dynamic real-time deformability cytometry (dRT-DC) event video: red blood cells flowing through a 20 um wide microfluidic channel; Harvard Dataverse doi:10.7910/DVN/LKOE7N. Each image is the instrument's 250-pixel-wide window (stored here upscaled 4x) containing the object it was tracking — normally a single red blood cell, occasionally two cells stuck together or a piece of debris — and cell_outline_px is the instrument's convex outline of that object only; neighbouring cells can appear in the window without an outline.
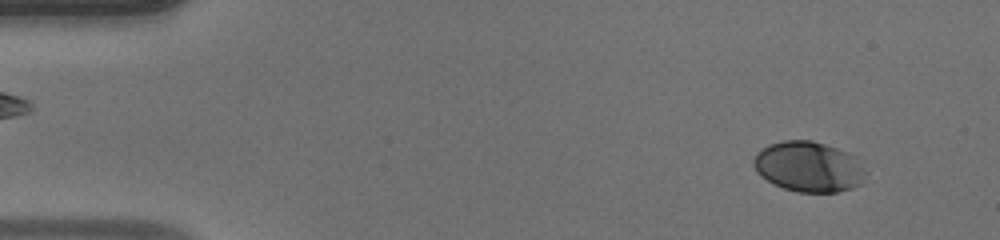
{"species": "human", "species_latin": "Homo sapiens", "temperature_condition": "warm", "stored_images_in_passage": 49, "camera_frame_rate_fps": 3000, "um_per_image_px": 0.085, "donor": {"sex": "male"}, "frame": {"image": 1, "passage_image": 4, "time_ms": 1.0, "image_size_px": [1000, 240], "cell_outline_px": [[868, 172], [860, 184], [852, 188], [836, 192], [796, 192], [784, 188], [760, 176], [756, 172], [752, 164], [752, 160], [756, 152], [760, 148], [768, 144], [784, 140], [812, 140], [848, 152]], "centroid_in_image_um": [68.69, 14.16], "position_along_channel_um": 16.3, "area_um2": 33.0}}
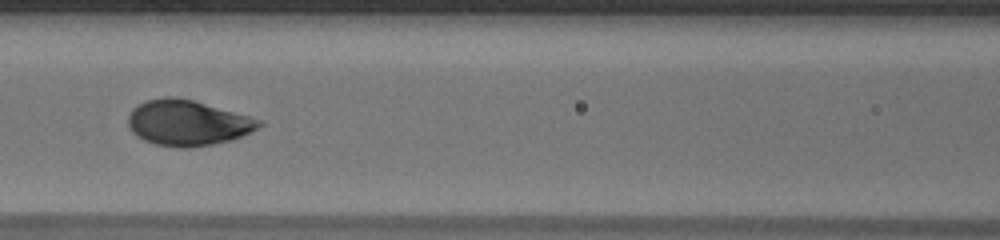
{"frame": {"image": 2, "passage_image": 22, "time_ms": 7.0, "image_size_px": [1000, 240], "cell_outline_px": [[264, 124], [232, 140], [212, 144], [188, 148], [180, 148], [156, 144], [144, 140], [136, 136], [128, 128], [128, 116], [132, 108], [144, 100], [164, 96], [172, 96], [192, 100], [248, 116], [260, 120]], "centroid_in_image_um": [15.87, 10.44], "position_along_channel_um": 150.7, "area_um2": 34.56}}
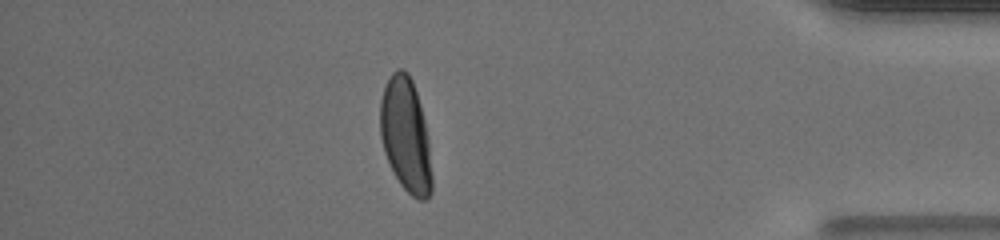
{"frame": {"image": 3, "passage_image": 43, "time_ms": 14.0, "image_size_px": [1000, 240], "cell_outline_px": [[432, 192], [428, 200], [420, 200], [412, 196], [400, 184], [384, 152], [380, 136], [380, 100], [384, 88], [392, 72], [396, 68], [404, 68], [408, 72], [412, 80], [420, 104], [424, 120], [428, 140], [432, 176]], "centroid_in_image_um": [34.48, 11.49], "position_along_channel_um": 400.7, "area_um2": 34.33}, "authors_computed_cell_mechanics": {"area_um2": 33.7552, "velocity_mm_per_s": 4.1304, "shape_relaxation_time_tau1_ms": 3.0844, "shape_relaxation_time_tau2_ms": null, "deformation_change_tau1": 0.1605, "deformation_change_tau2": null}}